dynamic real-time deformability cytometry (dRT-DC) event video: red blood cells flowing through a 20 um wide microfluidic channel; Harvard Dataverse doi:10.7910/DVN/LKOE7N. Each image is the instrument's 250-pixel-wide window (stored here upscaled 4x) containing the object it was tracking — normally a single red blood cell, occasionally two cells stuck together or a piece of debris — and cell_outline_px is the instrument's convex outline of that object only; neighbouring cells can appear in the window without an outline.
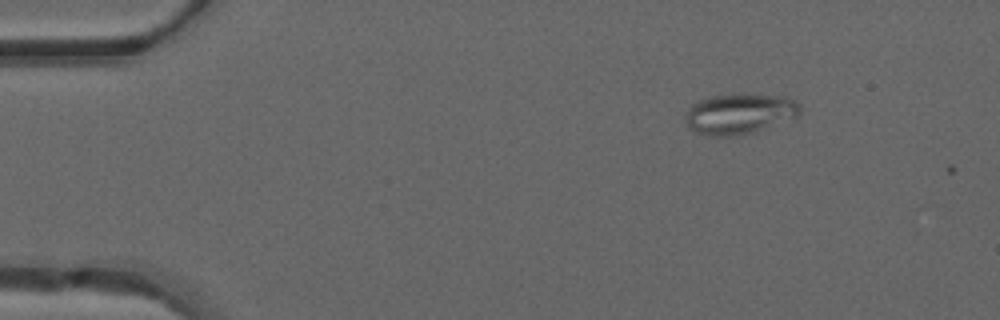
{"species": "common noctule bat (a hibernating species)", "species_latin": "Nyctalus noctula", "temperature_condition": "warm", "stored_images_in_passage": 4, "camera_frame_rate_fps": 3000, "um_per_image_px": 0.085, "animal": {"sex": "male", "forearm_length_mm": 52.5}, "frame": {"image": 1, "passage_image": 1, "time_ms": 0.0, "image_size_px": [1000, 320], "cell_outline_px": [[800, 112], [796, 116], [756, 132], [736, 136], [712, 136], [696, 132], [688, 128], [684, 120], [688, 108], [692, 104], [700, 100], [712, 96], [744, 92], [784, 96], [800, 104]], "centroid_in_image_um": [62.83, 9.65], "position_along_channel_um": 22.2, "area_um2": 27.46}}